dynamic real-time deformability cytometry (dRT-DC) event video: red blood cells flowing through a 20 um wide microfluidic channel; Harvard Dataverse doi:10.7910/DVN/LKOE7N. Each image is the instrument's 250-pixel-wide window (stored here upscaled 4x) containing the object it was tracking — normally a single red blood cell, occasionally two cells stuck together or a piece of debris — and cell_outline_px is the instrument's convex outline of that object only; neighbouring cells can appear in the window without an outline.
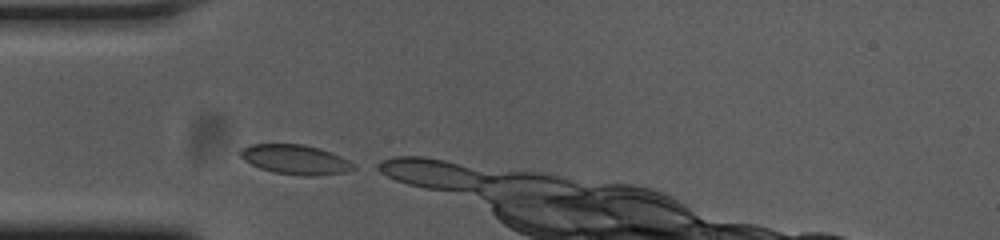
{"species": "common noctule bat (a hibernating species)", "species_latin": "Nyctalus noctula", "temperature_condition": "cold", "stored_images_in_passage": 3, "camera_frame_rate_fps": 3000, "um_per_image_px": 0.085, "animal": {"sex": "female", "body_mass_g": 23.0, "forearm_length_mm": 53.4}, "frame": {"image": 1, "passage_image": 1, "time_ms": 0.0, "image_size_px": [1000, 240], "cell_outline_px": [[356, 168], [344, 172], [312, 176], [304, 176], [276, 172], [260, 168], [244, 160], [240, 156], [240, 152], [244, 148], [252, 144], [304, 144], [320, 148], [340, 156], [348, 160]], "centroid_in_image_um": [25.11, 13.55], "position_along_channel_um": 59.9, "area_um2": 19.19}}